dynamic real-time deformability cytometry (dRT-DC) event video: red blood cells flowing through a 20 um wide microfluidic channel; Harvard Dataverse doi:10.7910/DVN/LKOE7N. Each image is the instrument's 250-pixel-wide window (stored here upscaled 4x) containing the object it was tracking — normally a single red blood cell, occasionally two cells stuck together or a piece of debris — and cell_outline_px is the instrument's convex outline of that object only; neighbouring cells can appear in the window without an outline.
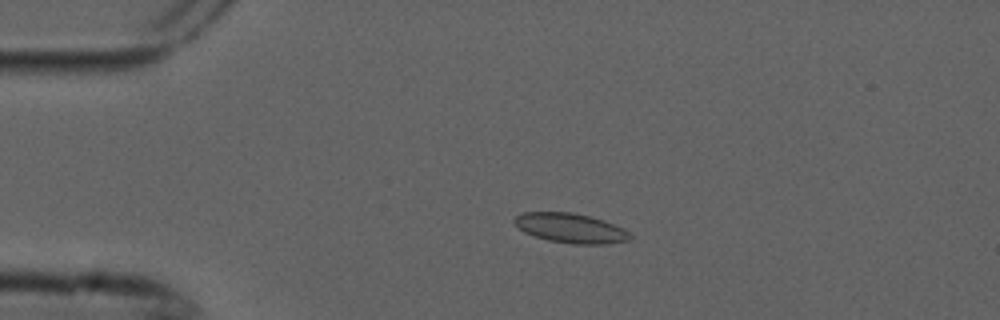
{"species": "common noctule bat (a hibernating species)", "species_latin": "Nyctalus noctula", "temperature_condition": "cold", "stored_images_in_passage": 3, "camera_frame_rate_fps": 3000, "um_per_image_px": 0.085, "animal": {"sex": "male", "forearm_length_mm": 52.5}, "frame": {"image": 1, "passage_image": 2, "time_ms": 0.333, "image_size_px": [1000, 320], "cell_outline_px": [[632, 240], [608, 244], [572, 244], [548, 240], [524, 232], [512, 220], [516, 216], [524, 212], [572, 212], [604, 220], [624, 228], [632, 236]], "centroid_in_image_um": [48.54, 19.39], "position_along_channel_um": 36.5, "area_um2": 20.0}}